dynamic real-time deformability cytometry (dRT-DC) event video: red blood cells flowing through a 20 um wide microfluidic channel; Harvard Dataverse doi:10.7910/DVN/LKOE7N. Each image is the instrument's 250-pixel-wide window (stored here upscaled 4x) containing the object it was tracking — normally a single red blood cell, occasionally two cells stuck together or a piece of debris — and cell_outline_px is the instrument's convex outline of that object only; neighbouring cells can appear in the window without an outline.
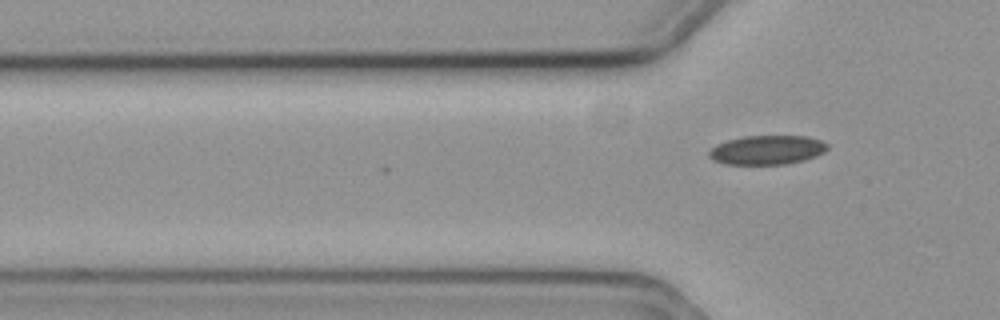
{"species": "common noctule bat (a hibernating species)", "species_latin": "Nyctalus noctula", "temperature_condition": "cold", "stored_images_in_passage": 3, "camera_frame_rate_fps": 3000, "um_per_image_px": 0.085, "animal": {"sex": "female", "body_mass_g": 19.3, "forearm_length_mm": 54.1}, "frame": {"image": 1, "passage_image": 3, "time_ms": 0.667, "image_size_px": [1000, 320], "cell_outline_px": [[828, 148], [824, 152], [816, 156], [804, 160], [788, 164], [724, 164], [712, 160], [708, 156], [708, 152], [716, 144], [728, 140], [744, 136], [808, 136], [820, 140], [828, 144]], "centroid_in_image_um": [65.19, 12.75], "position_along_channel_um": 60.6, "area_um2": 20.23}}